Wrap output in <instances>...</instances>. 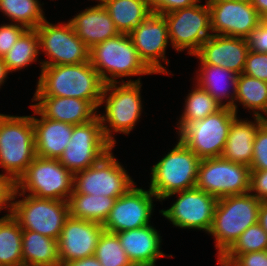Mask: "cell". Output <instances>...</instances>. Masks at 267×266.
Segmentation results:
<instances>
[{
  "label": "cell",
  "instance_id": "obj_6",
  "mask_svg": "<svg viewBox=\"0 0 267 266\" xmlns=\"http://www.w3.org/2000/svg\"><path fill=\"white\" fill-rule=\"evenodd\" d=\"M176 143L151 167L149 189L161 202L169 194L196 187L201 159L179 139Z\"/></svg>",
  "mask_w": 267,
  "mask_h": 266
},
{
  "label": "cell",
  "instance_id": "obj_20",
  "mask_svg": "<svg viewBox=\"0 0 267 266\" xmlns=\"http://www.w3.org/2000/svg\"><path fill=\"white\" fill-rule=\"evenodd\" d=\"M248 51L245 38L213 34L192 56L205 64L220 66L240 75L243 73Z\"/></svg>",
  "mask_w": 267,
  "mask_h": 266
},
{
  "label": "cell",
  "instance_id": "obj_24",
  "mask_svg": "<svg viewBox=\"0 0 267 266\" xmlns=\"http://www.w3.org/2000/svg\"><path fill=\"white\" fill-rule=\"evenodd\" d=\"M30 107L33 114L40 116H32L36 156L59 159L71 139L73 125L45 118L31 104Z\"/></svg>",
  "mask_w": 267,
  "mask_h": 266
},
{
  "label": "cell",
  "instance_id": "obj_31",
  "mask_svg": "<svg viewBox=\"0 0 267 266\" xmlns=\"http://www.w3.org/2000/svg\"><path fill=\"white\" fill-rule=\"evenodd\" d=\"M0 266H23L22 228L11 214L0 218Z\"/></svg>",
  "mask_w": 267,
  "mask_h": 266
},
{
  "label": "cell",
  "instance_id": "obj_34",
  "mask_svg": "<svg viewBox=\"0 0 267 266\" xmlns=\"http://www.w3.org/2000/svg\"><path fill=\"white\" fill-rule=\"evenodd\" d=\"M39 0H0V11L10 23L20 24L27 29H36L45 19Z\"/></svg>",
  "mask_w": 267,
  "mask_h": 266
},
{
  "label": "cell",
  "instance_id": "obj_25",
  "mask_svg": "<svg viewBox=\"0 0 267 266\" xmlns=\"http://www.w3.org/2000/svg\"><path fill=\"white\" fill-rule=\"evenodd\" d=\"M233 120L227 141L221 157L234 163L250 167L253 157V143L259 126L264 122L261 117L253 116L254 121L248 118Z\"/></svg>",
  "mask_w": 267,
  "mask_h": 266
},
{
  "label": "cell",
  "instance_id": "obj_8",
  "mask_svg": "<svg viewBox=\"0 0 267 266\" xmlns=\"http://www.w3.org/2000/svg\"><path fill=\"white\" fill-rule=\"evenodd\" d=\"M73 180L74 175L58 159L36 156L15 184L20 194L67 201Z\"/></svg>",
  "mask_w": 267,
  "mask_h": 266
},
{
  "label": "cell",
  "instance_id": "obj_2",
  "mask_svg": "<svg viewBox=\"0 0 267 266\" xmlns=\"http://www.w3.org/2000/svg\"><path fill=\"white\" fill-rule=\"evenodd\" d=\"M90 63L99 73L104 84L125 81L123 77H136L154 74L140 59L129 34H118L112 38L94 45L90 49ZM121 78L122 81L117 79Z\"/></svg>",
  "mask_w": 267,
  "mask_h": 266
},
{
  "label": "cell",
  "instance_id": "obj_3",
  "mask_svg": "<svg viewBox=\"0 0 267 266\" xmlns=\"http://www.w3.org/2000/svg\"><path fill=\"white\" fill-rule=\"evenodd\" d=\"M141 82H117L104 85L99 107L105 103V113L98 112L105 139L114 147L112 134H130L142 114ZM108 124V125H107Z\"/></svg>",
  "mask_w": 267,
  "mask_h": 266
},
{
  "label": "cell",
  "instance_id": "obj_48",
  "mask_svg": "<svg viewBox=\"0 0 267 266\" xmlns=\"http://www.w3.org/2000/svg\"><path fill=\"white\" fill-rule=\"evenodd\" d=\"M8 74H10L6 68L3 58H0V88L5 83L8 78Z\"/></svg>",
  "mask_w": 267,
  "mask_h": 266
},
{
  "label": "cell",
  "instance_id": "obj_27",
  "mask_svg": "<svg viewBox=\"0 0 267 266\" xmlns=\"http://www.w3.org/2000/svg\"><path fill=\"white\" fill-rule=\"evenodd\" d=\"M23 266H60L58 240L22 230Z\"/></svg>",
  "mask_w": 267,
  "mask_h": 266
},
{
  "label": "cell",
  "instance_id": "obj_49",
  "mask_svg": "<svg viewBox=\"0 0 267 266\" xmlns=\"http://www.w3.org/2000/svg\"><path fill=\"white\" fill-rule=\"evenodd\" d=\"M217 265H220V266H230V265H228V264H225V263H223L222 261H220L218 258H217Z\"/></svg>",
  "mask_w": 267,
  "mask_h": 266
},
{
  "label": "cell",
  "instance_id": "obj_21",
  "mask_svg": "<svg viewBox=\"0 0 267 266\" xmlns=\"http://www.w3.org/2000/svg\"><path fill=\"white\" fill-rule=\"evenodd\" d=\"M31 104L43 117L81 125L94 120L97 109L87 100L69 97H33ZM38 102V103H37Z\"/></svg>",
  "mask_w": 267,
  "mask_h": 266
},
{
  "label": "cell",
  "instance_id": "obj_41",
  "mask_svg": "<svg viewBox=\"0 0 267 266\" xmlns=\"http://www.w3.org/2000/svg\"><path fill=\"white\" fill-rule=\"evenodd\" d=\"M200 0H147L152 12L165 14L172 11L193 6Z\"/></svg>",
  "mask_w": 267,
  "mask_h": 266
},
{
  "label": "cell",
  "instance_id": "obj_44",
  "mask_svg": "<svg viewBox=\"0 0 267 266\" xmlns=\"http://www.w3.org/2000/svg\"><path fill=\"white\" fill-rule=\"evenodd\" d=\"M230 266H267V250L254 251L238 255Z\"/></svg>",
  "mask_w": 267,
  "mask_h": 266
},
{
  "label": "cell",
  "instance_id": "obj_33",
  "mask_svg": "<svg viewBox=\"0 0 267 266\" xmlns=\"http://www.w3.org/2000/svg\"><path fill=\"white\" fill-rule=\"evenodd\" d=\"M36 29H27L3 57L8 72H16L37 62L40 53Z\"/></svg>",
  "mask_w": 267,
  "mask_h": 266
},
{
  "label": "cell",
  "instance_id": "obj_50",
  "mask_svg": "<svg viewBox=\"0 0 267 266\" xmlns=\"http://www.w3.org/2000/svg\"><path fill=\"white\" fill-rule=\"evenodd\" d=\"M133 266H156V263H154V264H139V265H133Z\"/></svg>",
  "mask_w": 267,
  "mask_h": 266
},
{
  "label": "cell",
  "instance_id": "obj_18",
  "mask_svg": "<svg viewBox=\"0 0 267 266\" xmlns=\"http://www.w3.org/2000/svg\"><path fill=\"white\" fill-rule=\"evenodd\" d=\"M208 7L215 35L245 38L263 20L250 0H213Z\"/></svg>",
  "mask_w": 267,
  "mask_h": 266
},
{
  "label": "cell",
  "instance_id": "obj_7",
  "mask_svg": "<svg viewBox=\"0 0 267 266\" xmlns=\"http://www.w3.org/2000/svg\"><path fill=\"white\" fill-rule=\"evenodd\" d=\"M18 196L23 198L16 200ZM11 215L18 221L22 230L35 231L58 240L69 217V208L67 201L20 194L15 189Z\"/></svg>",
  "mask_w": 267,
  "mask_h": 266
},
{
  "label": "cell",
  "instance_id": "obj_29",
  "mask_svg": "<svg viewBox=\"0 0 267 266\" xmlns=\"http://www.w3.org/2000/svg\"><path fill=\"white\" fill-rule=\"evenodd\" d=\"M115 200L116 198L103 195L95 196L77 193L73 189L67 200L69 216L104 224L114 206Z\"/></svg>",
  "mask_w": 267,
  "mask_h": 266
},
{
  "label": "cell",
  "instance_id": "obj_9",
  "mask_svg": "<svg viewBox=\"0 0 267 266\" xmlns=\"http://www.w3.org/2000/svg\"><path fill=\"white\" fill-rule=\"evenodd\" d=\"M237 116L232 108L222 107L202 120L188 123L178 133V139L200 159L221 157L230 126Z\"/></svg>",
  "mask_w": 267,
  "mask_h": 266
},
{
  "label": "cell",
  "instance_id": "obj_40",
  "mask_svg": "<svg viewBox=\"0 0 267 266\" xmlns=\"http://www.w3.org/2000/svg\"><path fill=\"white\" fill-rule=\"evenodd\" d=\"M249 51L267 53V21L263 19L245 37Z\"/></svg>",
  "mask_w": 267,
  "mask_h": 266
},
{
  "label": "cell",
  "instance_id": "obj_38",
  "mask_svg": "<svg viewBox=\"0 0 267 266\" xmlns=\"http://www.w3.org/2000/svg\"><path fill=\"white\" fill-rule=\"evenodd\" d=\"M243 74L267 82V53L248 51Z\"/></svg>",
  "mask_w": 267,
  "mask_h": 266
},
{
  "label": "cell",
  "instance_id": "obj_35",
  "mask_svg": "<svg viewBox=\"0 0 267 266\" xmlns=\"http://www.w3.org/2000/svg\"><path fill=\"white\" fill-rule=\"evenodd\" d=\"M266 250L267 233L256 223L248 227L219 260L229 265L240 254Z\"/></svg>",
  "mask_w": 267,
  "mask_h": 266
},
{
  "label": "cell",
  "instance_id": "obj_26",
  "mask_svg": "<svg viewBox=\"0 0 267 266\" xmlns=\"http://www.w3.org/2000/svg\"><path fill=\"white\" fill-rule=\"evenodd\" d=\"M200 66L196 73L195 80L197 82L195 83L201 89L207 91L222 107L232 108L238 75L226 68L205 64L201 60ZM224 99L226 100L224 101Z\"/></svg>",
  "mask_w": 267,
  "mask_h": 266
},
{
  "label": "cell",
  "instance_id": "obj_16",
  "mask_svg": "<svg viewBox=\"0 0 267 266\" xmlns=\"http://www.w3.org/2000/svg\"><path fill=\"white\" fill-rule=\"evenodd\" d=\"M140 59L154 74H170L167 68V45L171 44L168 35L167 22L162 14L152 12L137 29L129 33Z\"/></svg>",
  "mask_w": 267,
  "mask_h": 266
},
{
  "label": "cell",
  "instance_id": "obj_11",
  "mask_svg": "<svg viewBox=\"0 0 267 266\" xmlns=\"http://www.w3.org/2000/svg\"><path fill=\"white\" fill-rule=\"evenodd\" d=\"M36 32L40 50L49 60H40L41 68L90 61V48L77 36L69 21L53 24L45 19L36 28Z\"/></svg>",
  "mask_w": 267,
  "mask_h": 266
},
{
  "label": "cell",
  "instance_id": "obj_1",
  "mask_svg": "<svg viewBox=\"0 0 267 266\" xmlns=\"http://www.w3.org/2000/svg\"><path fill=\"white\" fill-rule=\"evenodd\" d=\"M33 97H69L89 101L97 110L104 82L90 61L80 64L42 66Z\"/></svg>",
  "mask_w": 267,
  "mask_h": 266
},
{
  "label": "cell",
  "instance_id": "obj_12",
  "mask_svg": "<svg viewBox=\"0 0 267 266\" xmlns=\"http://www.w3.org/2000/svg\"><path fill=\"white\" fill-rule=\"evenodd\" d=\"M135 184L111 150L93 166L74 174L73 189L81 194L117 199Z\"/></svg>",
  "mask_w": 267,
  "mask_h": 266
},
{
  "label": "cell",
  "instance_id": "obj_13",
  "mask_svg": "<svg viewBox=\"0 0 267 266\" xmlns=\"http://www.w3.org/2000/svg\"><path fill=\"white\" fill-rule=\"evenodd\" d=\"M114 147L105 139L100 118L73 125L72 136L59 157V162L73 175L93 166Z\"/></svg>",
  "mask_w": 267,
  "mask_h": 266
},
{
  "label": "cell",
  "instance_id": "obj_52",
  "mask_svg": "<svg viewBox=\"0 0 267 266\" xmlns=\"http://www.w3.org/2000/svg\"><path fill=\"white\" fill-rule=\"evenodd\" d=\"M211 1H213V0H205L206 3H209V2H211Z\"/></svg>",
  "mask_w": 267,
  "mask_h": 266
},
{
  "label": "cell",
  "instance_id": "obj_43",
  "mask_svg": "<svg viewBox=\"0 0 267 266\" xmlns=\"http://www.w3.org/2000/svg\"><path fill=\"white\" fill-rule=\"evenodd\" d=\"M16 189L15 182L7 175L0 173V212L5 209L11 214L12 198Z\"/></svg>",
  "mask_w": 267,
  "mask_h": 266
},
{
  "label": "cell",
  "instance_id": "obj_32",
  "mask_svg": "<svg viewBox=\"0 0 267 266\" xmlns=\"http://www.w3.org/2000/svg\"><path fill=\"white\" fill-rule=\"evenodd\" d=\"M222 106L205 90L195 83L186 96L183 113L177 122V134L191 121L202 120L205 117L216 113Z\"/></svg>",
  "mask_w": 267,
  "mask_h": 266
},
{
  "label": "cell",
  "instance_id": "obj_5",
  "mask_svg": "<svg viewBox=\"0 0 267 266\" xmlns=\"http://www.w3.org/2000/svg\"><path fill=\"white\" fill-rule=\"evenodd\" d=\"M36 157L32 116L0 114V167L15 183Z\"/></svg>",
  "mask_w": 267,
  "mask_h": 266
},
{
  "label": "cell",
  "instance_id": "obj_30",
  "mask_svg": "<svg viewBox=\"0 0 267 266\" xmlns=\"http://www.w3.org/2000/svg\"><path fill=\"white\" fill-rule=\"evenodd\" d=\"M252 110L253 116L262 117L267 111V82L241 73L237 77L236 95L232 109L238 114V105Z\"/></svg>",
  "mask_w": 267,
  "mask_h": 266
},
{
  "label": "cell",
  "instance_id": "obj_15",
  "mask_svg": "<svg viewBox=\"0 0 267 266\" xmlns=\"http://www.w3.org/2000/svg\"><path fill=\"white\" fill-rule=\"evenodd\" d=\"M174 195L178 198L171 207L159 211L162 216L181 229H196L208 233L212 226L218 198L193 187L169 194L163 200Z\"/></svg>",
  "mask_w": 267,
  "mask_h": 266
},
{
  "label": "cell",
  "instance_id": "obj_4",
  "mask_svg": "<svg viewBox=\"0 0 267 266\" xmlns=\"http://www.w3.org/2000/svg\"><path fill=\"white\" fill-rule=\"evenodd\" d=\"M261 202L250 192L218 198L208 232L215 239L218 259L248 227L258 223Z\"/></svg>",
  "mask_w": 267,
  "mask_h": 266
},
{
  "label": "cell",
  "instance_id": "obj_17",
  "mask_svg": "<svg viewBox=\"0 0 267 266\" xmlns=\"http://www.w3.org/2000/svg\"><path fill=\"white\" fill-rule=\"evenodd\" d=\"M158 198L150 190L133 185L124 195L115 200L110 214L103 224L105 231L119 233L151 224L154 199Z\"/></svg>",
  "mask_w": 267,
  "mask_h": 266
},
{
  "label": "cell",
  "instance_id": "obj_23",
  "mask_svg": "<svg viewBox=\"0 0 267 266\" xmlns=\"http://www.w3.org/2000/svg\"><path fill=\"white\" fill-rule=\"evenodd\" d=\"M96 1L98 4L85 8L69 20L74 32L90 49L120 34L107 10Z\"/></svg>",
  "mask_w": 267,
  "mask_h": 266
},
{
  "label": "cell",
  "instance_id": "obj_36",
  "mask_svg": "<svg viewBox=\"0 0 267 266\" xmlns=\"http://www.w3.org/2000/svg\"><path fill=\"white\" fill-rule=\"evenodd\" d=\"M94 256L102 266H133L115 233H102Z\"/></svg>",
  "mask_w": 267,
  "mask_h": 266
},
{
  "label": "cell",
  "instance_id": "obj_47",
  "mask_svg": "<svg viewBox=\"0 0 267 266\" xmlns=\"http://www.w3.org/2000/svg\"><path fill=\"white\" fill-rule=\"evenodd\" d=\"M250 3L263 19L267 17V0H250Z\"/></svg>",
  "mask_w": 267,
  "mask_h": 266
},
{
  "label": "cell",
  "instance_id": "obj_37",
  "mask_svg": "<svg viewBox=\"0 0 267 266\" xmlns=\"http://www.w3.org/2000/svg\"><path fill=\"white\" fill-rule=\"evenodd\" d=\"M250 170H267V124L264 122L255 136Z\"/></svg>",
  "mask_w": 267,
  "mask_h": 266
},
{
  "label": "cell",
  "instance_id": "obj_22",
  "mask_svg": "<svg viewBox=\"0 0 267 266\" xmlns=\"http://www.w3.org/2000/svg\"><path fill=\"white\" fill-rule=\"evenodd\" d=\"M115 234L133 265L154 264L166 256L161 250L162 236L151 224Z\"/></svg>",
  "mask_w": 267,
  "mask_h": 266
},
{
  "label": "cell",
  "instance_id": "obj_39",
  "mask_svg": "<svg viewBox=\"0 0 267 266\" xmlns=\"http://www.w3.org/2000/svg\"><path fill=\"white\" fill-rule=\"evenodd\" d=\"M27 30L20 24L5 23L0 25V58H3L20 36Z\"/></svg>",
  "mask_w": 267,
  "mask_h": 266
},
{
  "label": "cell",
  "instance_id": "obj_14",
  "mask_svg": "<svg viewBox=\"0 0 267 266\" xmlns=\"http://www.w3.org/2000/svg\"><path fill=\"white\" fill-rule=\"evenodd\" d=\"M250 167L222 157L201 159L196 187L217 198L250 191Z\"/></svg>",
  "mask_w": 267,
  "mask_h": 266
},
{
  "label": "cell",
  "instance_id": "obj_28",
  "mask_svg": "<svg viewBox=\"0 0 267 266\" xmlns=\"http://www.w3.org/2000/svg\"><path fill=\"white\" fill-rule=\"evenodd\" d=\"M119 33L129 34L152 13L147 0H99Z\"/></svg>",
  "mask_w": 267,
  "mask_h": 266
},
{
  "label": "cell",
  "instance_id": "obj_10",
  "mask_svg": "<svg viewBox=\"0 0 267 266\" xmlns=\"http://www.w3.org/2000/svg\"><path fill=\"white\" fill-rule=\"evenodd\" d=\"M197 4L163 14L168 27L172 48L177 52L185 49L194 55L203 42L213 35L208 3Z\"/></svg>",
  "mask_w": 267,
  "mask_h": 266
},
{
  "label": "cell",
  "instance_id": "obj_46",
  "mask_svg": "<svg viewBox=\"0 0 267 266\" xmlns=\"http://www.w3.org/2000/svg\"><path fill=\"white\" fill-rule=\"evenodd\" d=\"M258 224L267 233V202H261V205L259 207Z\"/></svg>",
  "mask_w": 267,
  "mask_h": 266
},
{
  "label": "cell",
  "instance_id": "obj_42",
  "mask_svg": "<svg viewBox=\"0 0 267 266\" xmlns=\"http://www.w3.org/2000/svg\"><path fill=\"white\" fill-rule=\"evenodd\" d=\"M250 193L267 202V170H250Z\"/></svg>",
  "mask_w": 267,
  "mask_h": 266
},
{
  "label": "cell",
  "instance_id": "obj_51",
  "mask_svg": "<svg viewBox=\"0 0 267 266\" xmlns=\"http://www.w3.org/2000/svg\"><path fill=\"white\" fill-rule=\"evenodd\" d=\"M265 115H266V117H265ZM261 118L263 119L264 123L267 124V112Z\"/></svg>",
  "mask_w": 267,
  "mask_h": 266
},
{
  "label": "cell",
  "instance_id": "obj_19",
  "mask_svg": "<svg viewBox=\"0 0 267 266\" xmlns=\"http://www.w3.org/2000/svg\"><path fill=\"white\" fill-rule=\"evenodd\" d=\"M103 224L69 216L58 239L60 265L95 254Z\"/></svg>",
  "mask_w": 267,
  "mask_h": 266
},
{
  "label": "cell",
  "instance_id": "obj_45",
  "mask_svg": "<svg viewBox=\"0 0 267 266\" xmlns=\"http://www.w3.org/2000/svg\"><path fill=\"white\" fill-rule=\"evenodd\" d=\"M60 266H102L98 259L93 255L84 259L67 262Z\"/></svg>",
  "mask_w": 267,
  "mask_h": 266
}]
</instances>
